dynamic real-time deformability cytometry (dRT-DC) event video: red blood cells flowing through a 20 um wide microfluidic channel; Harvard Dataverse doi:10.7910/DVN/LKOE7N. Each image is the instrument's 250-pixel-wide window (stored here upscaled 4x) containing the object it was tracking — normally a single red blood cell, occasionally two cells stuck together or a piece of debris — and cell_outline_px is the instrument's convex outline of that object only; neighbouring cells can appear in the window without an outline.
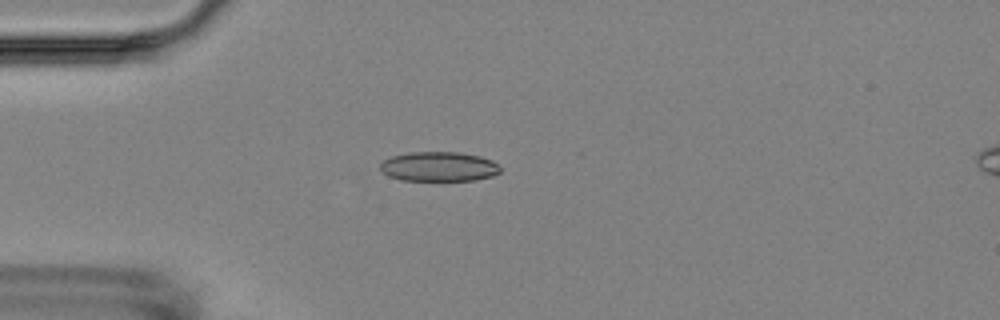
{"species": "Egyptian fruit bat (a non-hibernating species)", "species_latin": "Rousettus aegyptiacus", "temperature_condition": "room temperature", "stored_images_in_passage": 2, "camera_frame_rate_fps": 3000, "um_per_image_px": 0.085, "animal": {"sex": "female"}, "frame": {"image": 1, "passage_image": 2, "time_ms": 3.667, "image_size_px": [1000, 320], "cell_outline_px": [[500, 172], [492, 176], [476, 180], [400, 180], [388, 176], [380, 168], [380, 164], [384, 160], [392, 156], [408, 152], [460, 152], [480, 156], [492, 160], [500, 168]], "centroid_in_image_um": [37.3, 14.15], "position_along_channel_um": 47.7, "area_um2": 20.69}}